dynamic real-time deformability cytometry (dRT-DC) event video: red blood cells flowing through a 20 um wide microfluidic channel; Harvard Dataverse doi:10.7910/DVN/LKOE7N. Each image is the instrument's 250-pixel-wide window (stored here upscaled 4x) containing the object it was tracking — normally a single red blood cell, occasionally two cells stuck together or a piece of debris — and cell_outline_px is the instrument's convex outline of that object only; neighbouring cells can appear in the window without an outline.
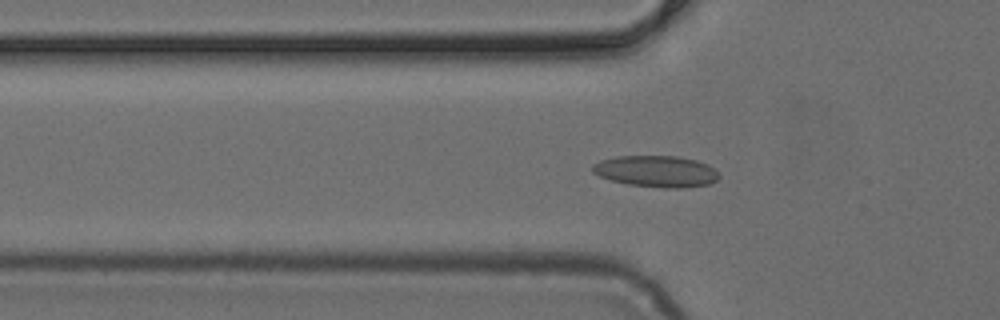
{"species": "common noctule bat (a hibernating species)", "species_latin": "Nyctalus noctula", "temperature_condition": "cold", "stored_images_in_passage": 45, "camera_frame_rate_fps": 3000, "um_per_image_px": 0.085, "animal": {"sex": "female", "body_mass_g": 24.6, "forearm_length_mm": 56.2}, "frame": {"image": 1, "passage_image": 12, "time_ms": 3.667, "image_size_px": [1000, 320], "cell_outline_px": [[720, 176], [716, 180], [708, 184], [680, 188], [664, 188], [628, 184], [612, 180], [600, 176], [592, 172], [592, 164], [600, 160], [616, 156], [676, 156], [696, 160], [708, 164]], "centroid_in_image_um": [55.76, 14.55], "position_along_channel_um": 70.0, "area_um2": 23.06}}
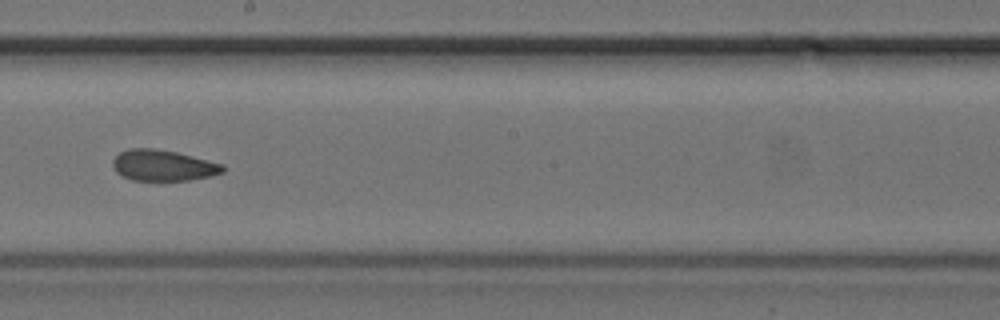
{"frame": {"image": 2, "passage_image": 24, "time_ms": 7.667, "image_size_px": [1000, 320], "cell_outline_px": [[224, 172], [212, 176], [188, 180], [132, 180], [116, 172], [112, 164], [112, 160], [120, 152], [128, 148], [156, 148], [176, 152], [224, 164]], "centroid_in_image_um": [13.87, 14.05], "position_along_channel_um": 234.3, "area_um2": 19.88}}
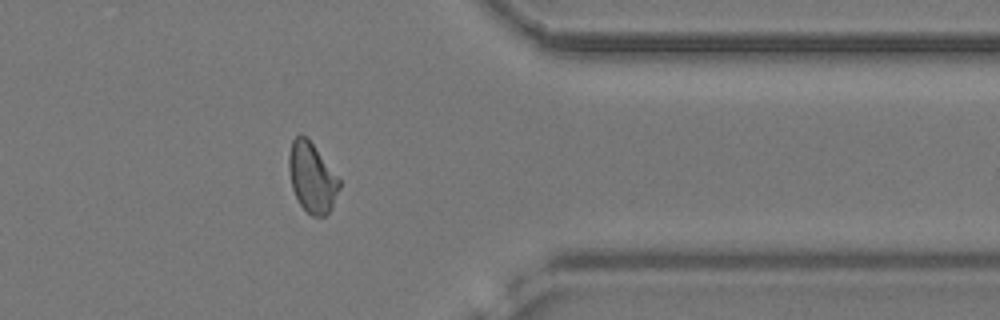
{"frame": {"image": 3, "passage_image": 36, "time_ms": 11.667, "image_size_px": [1000, 320], "cell_outline_px": [[340, 188], [332, 208], [324, 216], [312, 216], [300, 204], [292, 188], [288, 168], [288, 156], [292, 140], [300, 132], [312, 144], [340, 180]], "centroid_in_image_um": [26.5, 15.1], "position_along_channel_um": 384.9, "area_um2": 20.23}}